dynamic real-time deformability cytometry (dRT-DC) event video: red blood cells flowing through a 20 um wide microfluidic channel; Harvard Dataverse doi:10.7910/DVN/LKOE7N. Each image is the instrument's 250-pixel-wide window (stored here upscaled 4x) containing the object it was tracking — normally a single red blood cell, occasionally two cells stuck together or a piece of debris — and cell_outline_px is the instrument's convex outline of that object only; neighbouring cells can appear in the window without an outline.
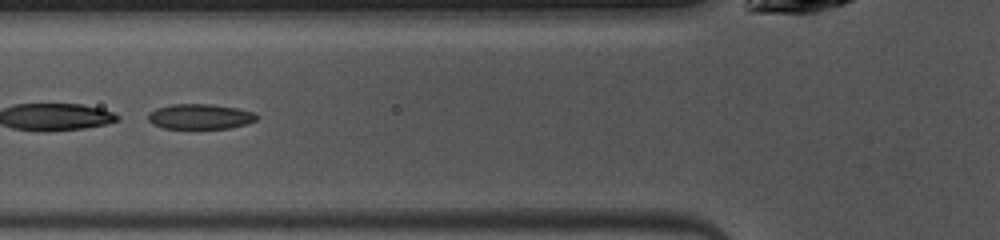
{"species": "common noctule bat (a hibernating species)", "species_latin": "Nyctalus noctula", "temperature_condition": "warm", "stored_images_in_passage": 46, "segment_of_instrument_passage": [2, 2], "camera_frame_rate_fps": 3000, "um_per_image_px": 0.085, "animal": {"sex": "female", "body_mass_g": 10.0, "forearm_length_mm": 53.1}, "frame": {"image": 1, "passage_image": 15, "time_ms": 4.667, "image_size_px": [1000, 240], "cell_outline_px": [[260, 116], [256, 120], [248, 124], [228, 128], [164, 128], [152, 124], [148, 120], [148, 112], [156, 108], [172, 104], [212, 104], [236, 108], [252, 112]], "centroid_in_image_um": [17.0, 9.9], "position_along_channel_um": 108.8, "area_um2": 15.95}}
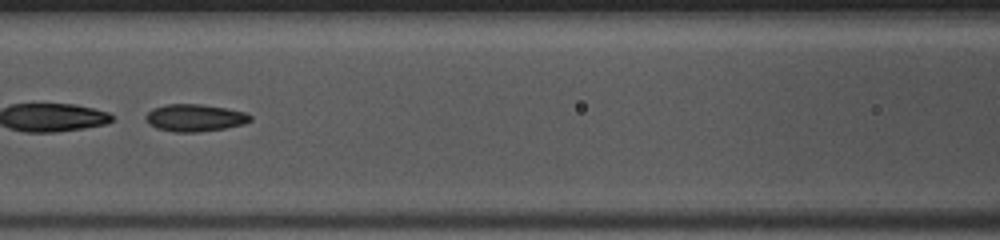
{"frame": {"image": 2, "passage_image": 18, "time_ms": 5.667, "image_size_px": [1000, 240], "cell_outline_px": [[252, 120], [244, 124], [224, 128], [196, 132], [176, 132], [156, 128], [148, 124], [144, 116], [152, 108], [168, 104], [200, 104], [224, 108], [244, 112], [252, 116]], "centroid_in_image_um": [16.53, 10.01], "position_along_channel_um": 150.1, "area_um2": 16.53}}
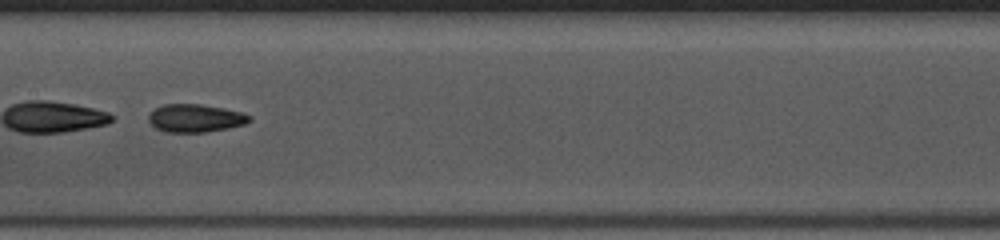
{"frame": {"image": 3, "passage_image": 21, "time_ms": 6.667, "image_size_px": [1000, 240], "cell_outline_px": [[252, 120], [244, 124], [228, 128], [204, 132], [164, 132], [156, 128], [148, 120], [148, 116], [156, 108], [164, 104], [200, 104], [224, 108], [244, 112], [252, 116]], "centroid_in_image_um": [16.64, 10.04], "position_along_channel_um": 190.8, "area_um2": 16.47}}